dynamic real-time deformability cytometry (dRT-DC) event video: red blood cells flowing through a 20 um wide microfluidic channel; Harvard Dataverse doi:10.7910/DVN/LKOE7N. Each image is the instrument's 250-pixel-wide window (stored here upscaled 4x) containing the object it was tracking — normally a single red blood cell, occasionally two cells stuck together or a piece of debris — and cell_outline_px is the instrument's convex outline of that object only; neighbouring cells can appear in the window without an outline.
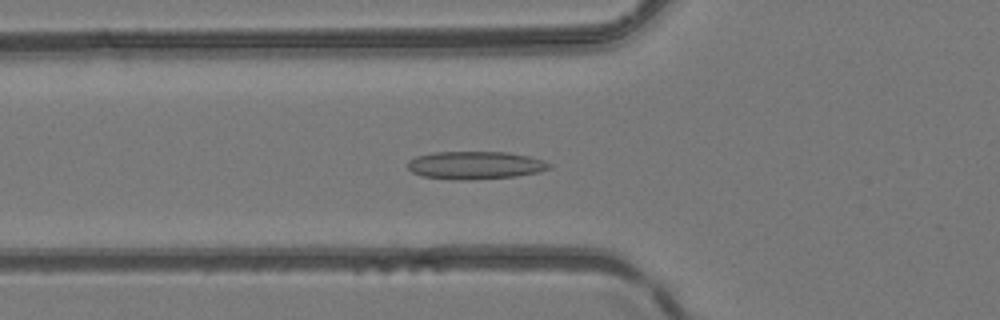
{"species": "common noctule bat (a hibernating species)", "species_latin": "Nyctalus noctula", "temperature_condition": "room temperature", "stored_images_in_passage": 50, "camera_frame_rate_fps": 3000, "um_per_image_px": 0.085, "animal": {"sex": "female", "body_mass_g": 24.6, "forearm_length_mm": 56.2}, "frame": {"image": 1, "passage_image": 18, "time_ms": 5.667, "image_size_px": [1000, 320], "cell_outline_px": [[552, 168], [536, 172], [516, 176], [468, 180], [460, 180], [424, 176], [412, 172], [408, 168], [408, 160], [416, 156], [432, 152], [508, 152], [528, 156], [544, 160], [552, 164]], "centroid_in_image_um": [40.4, 14.03], "position_along_channel_um": 85.4, "area_um2": 22.95}}
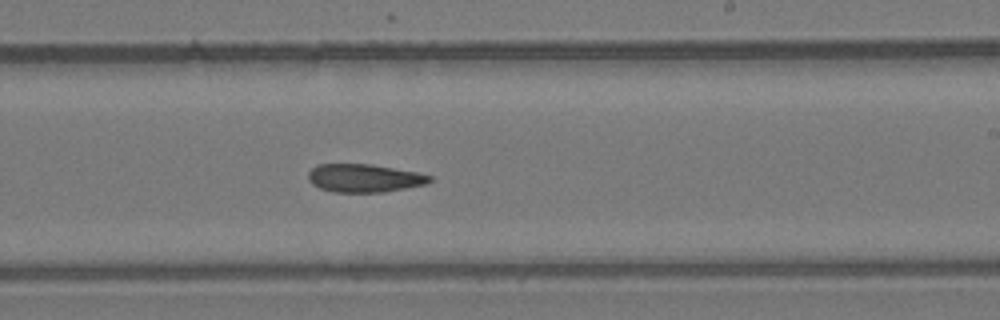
{"frame": {"image": 2, "passage_image": 30, "time_ms": 9.667, "image_size_px": [1000, 320], "cell_outline_px": [[432, 180], [428, 184], [384, 192], [332, 192], [320, 188], [312, 184], [308, 180], [308, 172], [316, 164], [368, 164], [416, 172], [432, 176]], "centroid_in_image_um": [30.94, 15.14], "position_along_channel_um": 258.1, "area_um2": 19.94}}
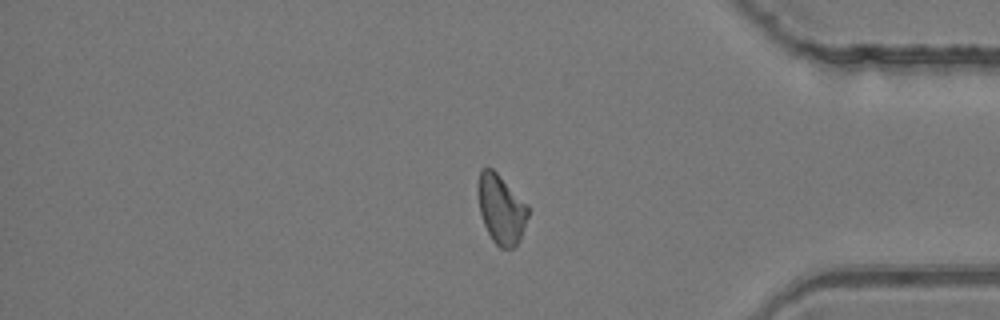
{"frame": {"image": 3, "passage_image": 41, "time_ms": 13.333, "image_size_px": [1000, 320], "cell_outline_px": [[528, 216], [520, 240], [512, 248], [500, 248], [492, 240], [484, 224], [480, 212], [476, 188], [480, 168], [492, 168], [528, 204]], "centroid_in_image_um": [42.58, 17.76], "position_along_channel_um": 392.6, "area_um2": 20.29}}